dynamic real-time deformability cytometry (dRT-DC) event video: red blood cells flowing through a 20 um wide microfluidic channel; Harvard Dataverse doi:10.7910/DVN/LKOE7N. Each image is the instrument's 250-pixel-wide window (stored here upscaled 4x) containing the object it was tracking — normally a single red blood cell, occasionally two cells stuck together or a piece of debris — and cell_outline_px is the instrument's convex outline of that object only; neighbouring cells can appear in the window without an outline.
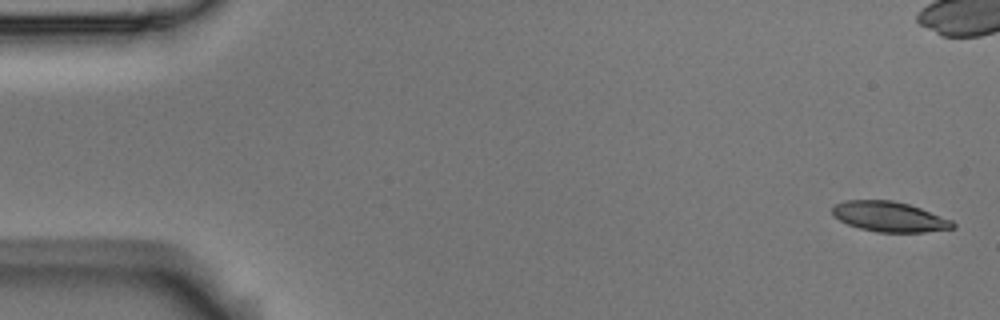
{"species": "Egyptian fruit bat (a non-hibernating species)", "species_latin": "Rousettus aegyptiacus", "temperature_condition": "room temperature", "stored_images_in_passage": 6, "camera_frame_rate_fps": 3000, "um_per_image_px": 0.085, "animal": {"sex": "male"}, "frame": {"image": 1, "passage_image": 1, "time_ms": 0.0, "image_size_px": [1000, 320], "cell_outline_px": [[956, 228], [924, 232], [876, 232], [860, 228], [848, 224], [840, 220], [832, 212], [832, 208], [836, 204], [848, 200], [892, 200], [908, 204], [920, 208], [952, 220], [956, 224]], "centroid_in_image_um": [75.64, 18.42], "position_along_channel_um": 9.4, "area_um2": 20.98}}